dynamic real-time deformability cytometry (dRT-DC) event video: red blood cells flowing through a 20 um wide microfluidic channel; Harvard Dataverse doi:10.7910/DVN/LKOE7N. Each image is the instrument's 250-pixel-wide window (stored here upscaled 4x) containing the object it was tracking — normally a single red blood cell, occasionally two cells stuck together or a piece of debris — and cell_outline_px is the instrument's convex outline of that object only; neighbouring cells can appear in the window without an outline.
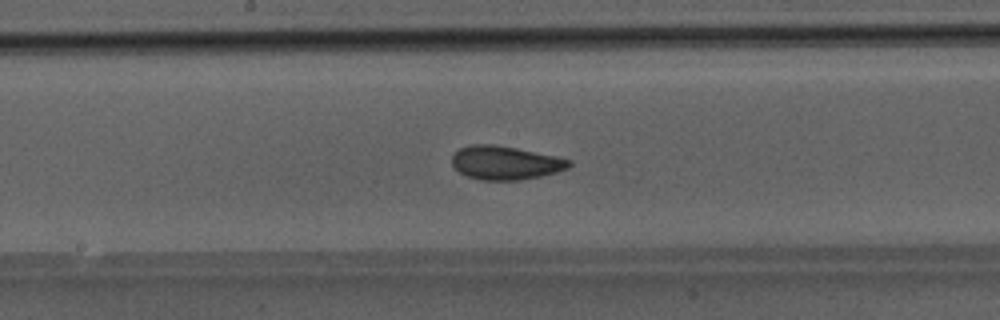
{"species": "Egyptian fruit bat (a non-hibernating species)", "species_latin": "Rousettus aegyptiacus", "temperature_condition": "room temperature", "stored_images_in_passage": 30, "camera_frame_rate_fps": 3000, "um_per_image_px": 0.085, "animal": {"sex": "male"}, "frame": {"image": 1, "passage_image": 18, "time_ms": 5.667, "image_size_px": [1000, 320], "cell_outline_px": [[572, 164], [568, 168], [556, 172], [540, 176], [520, 180], [480, 180], [468, 176], [460, 172], [452, 164], [452, 152], [460, 148], [472, 144], [492, 144], [516, 148], [572, 160]], "centroid_in_image_um": [42.93, 13.83], "position_along_channel_um": 205.3, "area_um2": 22.83}}
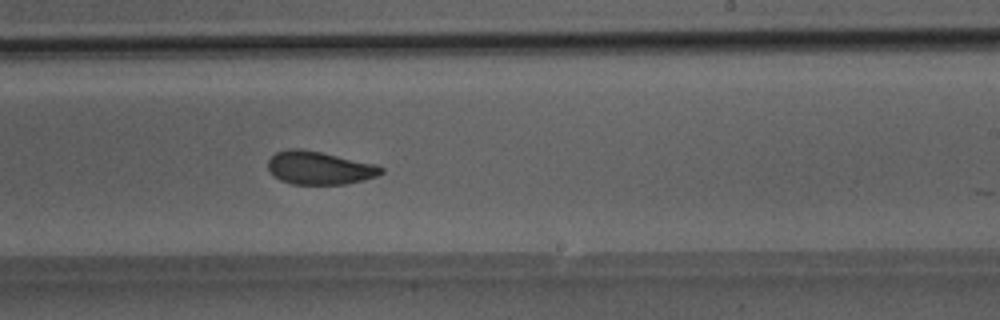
{"frame": {"image": 2, "passage_image": 22, "time_ms": 7.0, "image_size_px": [1000, 320], "cell_outline_px": [[384, 172], [376, 176], [364, 180], [348, 184], [292, 184], [280, 180], [272, 176], [268, 168], [268, 160], [276, 152], [288, 148], [300, 148], [320, 152], [376, 164], [384, 168]], "centroid_in_image_um": [27.13, 14.27], "position_along_channel_um": 261.9, "area_um2": 21.96}}